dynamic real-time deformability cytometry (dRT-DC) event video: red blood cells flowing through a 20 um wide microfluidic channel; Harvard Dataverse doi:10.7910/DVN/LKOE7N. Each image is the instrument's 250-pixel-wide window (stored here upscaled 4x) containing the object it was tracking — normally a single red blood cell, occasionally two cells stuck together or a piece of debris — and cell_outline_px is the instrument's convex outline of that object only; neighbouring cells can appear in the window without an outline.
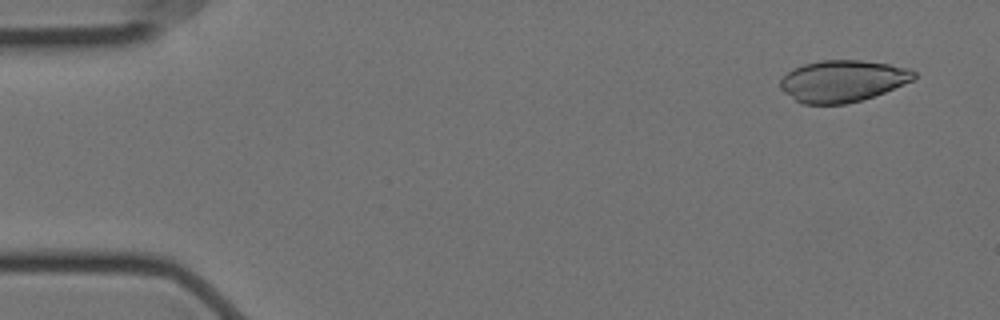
{"species": "Egyptian fruit bat (a non-hibernating species)", "species_latin": "Rousettus aegyptiacus", "temperature_condition": "cold", "stored_images_in_passage": 54, "camera_frame_rate_fps": 3000, "um_per_image_px": 0.085, "animal": {"sex": "female"}, "frame": {"image": 1, "passage_image": 1, "time_ms": 0.0, "image_size_px": [1000, 320], "cell_outline_px": [[916, 76], [912, 80], [904, 84], [884, 92], [860, 100], [844, 104], [804, 104], [796, 100], [784, 92], [780, 88], [780, 80], [792, 68], [804, 64], [820, 60], [860, 60], [888, 64], [908, 68], [916, 72]], "centroid_in_image_um": [71.6, 6.88], "position_along_channel_um": 13.4, "area_um2": 32.25}}
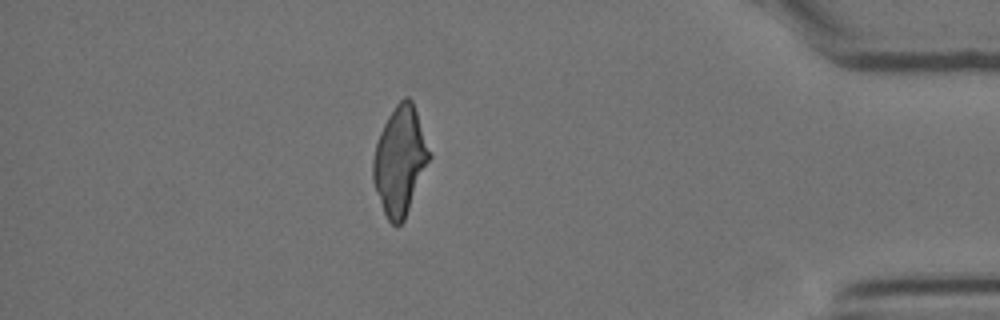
{"frame": {"image": 2, "passage_image": 47, "time_ms": 15.333, "image_size_px": [1000, 320], "cell_outline_px": [[432, 156], [404, 220], [396, 228], [388, 220], [384, 212], [372, 180], [372, 160], [376, 144], [380, 132], [388, 116], [396, 104], [404, 96], [408, 96], [412, 100]], "centroid_in_image_um": [33.99, 13.66], "position_along_channel_um": 401.2, "area_um2": 35.37}}